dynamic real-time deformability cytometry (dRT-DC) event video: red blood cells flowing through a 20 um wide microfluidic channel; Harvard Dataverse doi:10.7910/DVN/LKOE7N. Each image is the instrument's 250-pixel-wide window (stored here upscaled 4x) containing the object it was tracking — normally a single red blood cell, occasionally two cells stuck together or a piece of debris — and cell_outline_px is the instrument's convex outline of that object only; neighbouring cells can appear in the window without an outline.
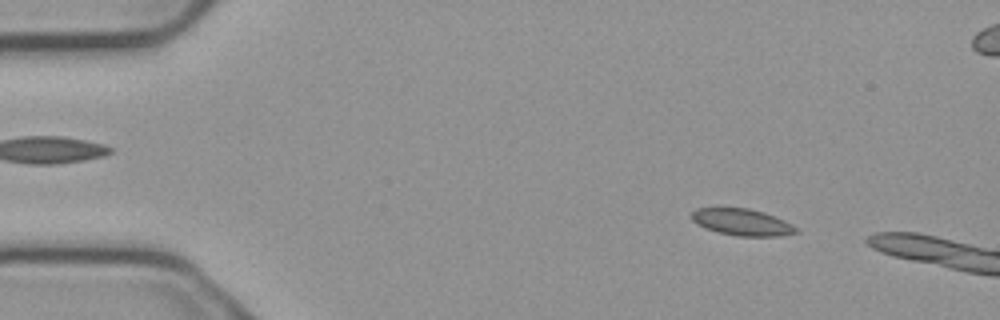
{"species": "common noctule bat (a hibernating species)", "species_latin": "Nyctalus noctula", "temperature_condition": "cold", "stored_images_in_passage": 4, "camera_frame_rate_fps": 3000, "um_per_image_px": 0.085, "animal": {"sex": "male", "body_mass_g": 23.1, "forearm_length_mm": 52.7}, "frame": {"image": 1, "passage_image": 3, "time_ms": 0.667, "image_size_px": [1000, 320], "cell_outline_px": [[800, 232], [780, 236], [736, 236], [716, 232], [704, 228], [696, 224], [688, 216], [696, 208], [748, 208], [764, 212], [784, 220], [800, 228]], "centroid_in_image_um": [63.07, 18.89], "position_along_channel_um": 21.9, "area_um2": 16.59}}